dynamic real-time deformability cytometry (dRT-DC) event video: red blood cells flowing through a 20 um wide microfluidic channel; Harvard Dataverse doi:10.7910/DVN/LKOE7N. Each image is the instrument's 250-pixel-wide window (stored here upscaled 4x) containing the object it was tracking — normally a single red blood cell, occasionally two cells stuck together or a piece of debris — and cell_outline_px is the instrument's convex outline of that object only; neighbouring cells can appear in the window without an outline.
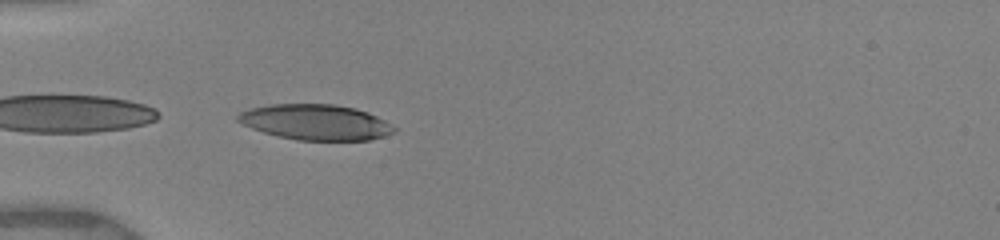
{"species": "human", "species_latin": "Homo sapiens", "temperature_condition": "warm", "stored_images_in_passage": 6, "camera_frame_rate_fps": 3000, "um_per_image_px": 0.085, "donor": {"sex": "female"}, "frame": {"image": 1, "passage_image": 1, "time_ms": 0.0, "image_size_px": [1000, 240], "cell_outline_px": [[396, 132], [384, 136], [368, 140], [296, 140], [276, 136], [252, 128], [236, 120], [236, 116], [240, 112], [248, 108], [268, 104], [336, 104], [356, 108], [368, 112], [384, 120], [396, 128]], "centroid_in_image_um": [26.82, 10.38], "position_along_channel_um": 58.2, "area_um2": 32.48}}